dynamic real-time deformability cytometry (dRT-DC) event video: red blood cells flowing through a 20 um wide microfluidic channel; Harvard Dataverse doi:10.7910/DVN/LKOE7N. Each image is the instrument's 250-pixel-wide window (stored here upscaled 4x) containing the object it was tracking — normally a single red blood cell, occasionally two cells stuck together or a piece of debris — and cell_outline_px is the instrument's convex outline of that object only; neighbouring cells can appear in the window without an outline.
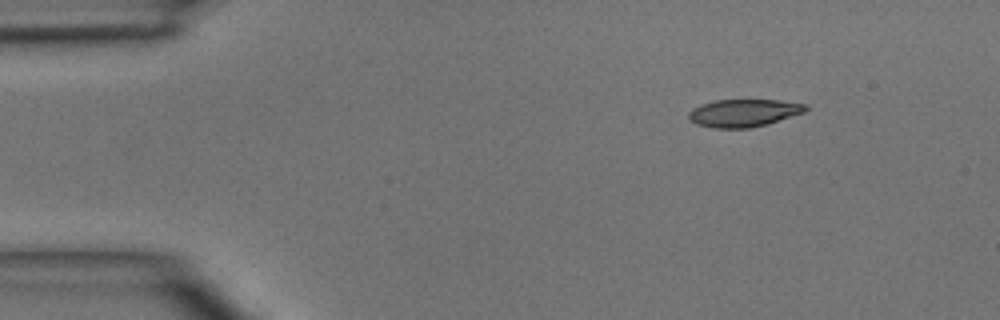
{"species": "common noctule bat (a hibernating species)", "species_latin": "Nyctalus noctula", "temperature_condition": "room temperature", "stored_images_in_passage": 3, "camera_frame_rate_fps": 3000, "um_per_image_px": 0.085, "animal": {"sex": "male", "body_mass_g": 15.6}, "frame": {"image": 1, "passage_image": 1, "time_ms": 0.0, "image_size_px": [1000, 320], "cell_outline_px": [[808, 108], [804, 112], [768, 124], [752, 128], [712, 128], [696, 124], [688, 116], [688, 112], [692, 108], [700, 104], [716, 100], [780, 100], [808, 104]], "centroid_in_image_um": [63.22, 9.6], "position_along_channel_um": 21.8, "area_um2": 18.96}}